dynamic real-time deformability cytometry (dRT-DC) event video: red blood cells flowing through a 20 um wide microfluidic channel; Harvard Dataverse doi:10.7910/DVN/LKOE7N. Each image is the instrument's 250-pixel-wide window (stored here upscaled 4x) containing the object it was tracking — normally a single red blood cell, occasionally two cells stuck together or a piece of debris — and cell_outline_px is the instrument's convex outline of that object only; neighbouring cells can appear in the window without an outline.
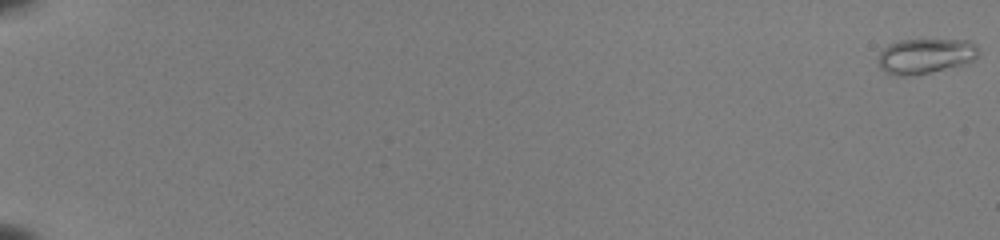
{"species": "common noctule bat (a hibernating species)", "species_latin": "Nyctalus noctula", "temperature_condition": "room temperature", "stored_images_in_passage": 20, "camera_frame_rate_fps": 3000, "um_per_image_px": 0.085, "animal": {"sex": "female", "body_mass_g": 22.0, "forearm_length_mm": 56.7}, "frame": {"image": 1, "passage_image": 1, "time_ms": 0.0, "image_size_px": [1000, 240], "cell_outline_px": [[980, 52], [968, 64], [908, 76], [896, 76], [884, 72], [880, 68], [876, 60], [880, 52], [888, 44], [900, 40], [972, 40], [976, 44]], "centroid_in_image_um": [78.65, 4.76], "position_along_channel_um": 6.4, "area_um2": 20.81}}
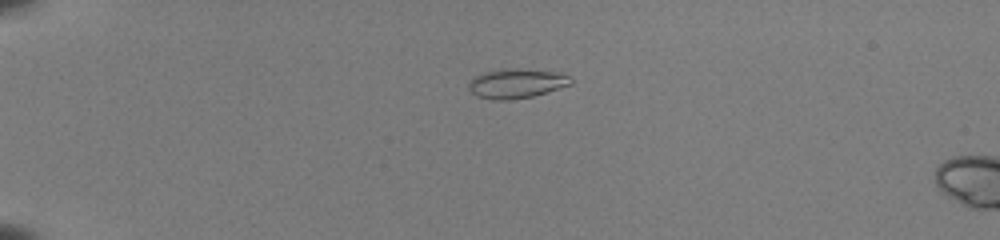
{"frame": {"image": 2, "passage_image": 16, "time_ms": 5.0, "image_size_px": [1000, 240], "cell_outline_px": [[572, 84], [532, 96], [508, 100], [492, 100], [476, 96], [468, 88], [468, 84], [476, 76], [484, 72], [512, 68], [516, 68], [564, 72], [572, 80]], "centroid_in_image_um": [43.92, 7.09], "position_along_channel_um": 41.1, "area_um2": 17.51}}